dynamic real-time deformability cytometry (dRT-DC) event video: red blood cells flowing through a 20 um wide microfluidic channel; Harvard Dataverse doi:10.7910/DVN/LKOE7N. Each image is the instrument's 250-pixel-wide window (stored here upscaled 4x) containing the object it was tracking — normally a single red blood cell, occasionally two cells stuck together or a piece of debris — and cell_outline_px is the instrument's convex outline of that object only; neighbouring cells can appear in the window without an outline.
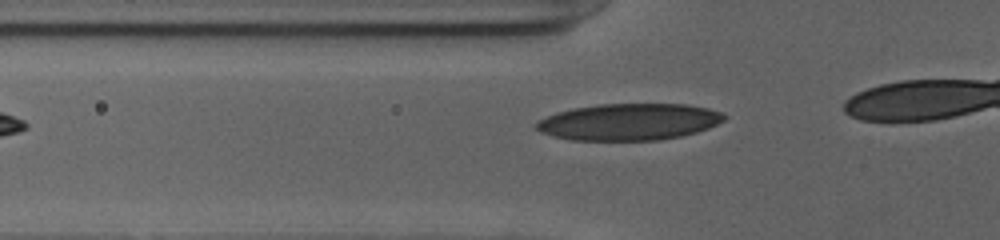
{"species": "human", "species_latin": "Homo sapiens", "temperature_condition": "cold", "stored_images_in_passage": 9, "camera_frame_rate_fps": 3000, "um_per_image_px": 0.085, "donor": {"sex": "female"}, "frame": {"image": 1, "passage_image": 3, "time_ms": 0.667, "image_size_px": [1000, 240], "cell_outline_px": [[728, 116], [724, 120], [708, 128], [696, 132], [680, 136], [660, 140], [568, 140], [552, 136], [540, 132], [536, 128], [536, 120], [556, 112], [572, 108], [600, 104], [688, 104], [708, 108], [720, 112]], "centroid_in_image_um": [53.43, 10.36], "position_along_channel_um": 72.4, "area_um2": 40.34}}
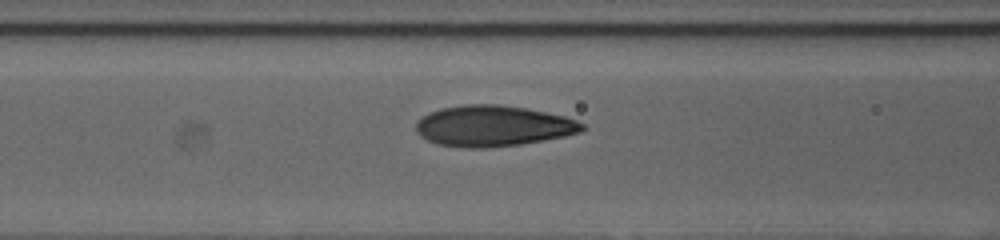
{"frame": {"image": 2, "passage_image": 7, "time_ms": 2.0, "image_size_px": [1000, 240], "cell_outline_px": [[584, 128], [580, 132], [564, 136], [544, 140], [520, 144], [484, 148], [460, 148], [436, 144], [420, 136], [416, 132], [416, 120], [428, 112], [444, 108], [464, 104], [496, 104], [524, 108], [564, 116], [576, 120], [584, 124]], "centroid_in_image_um": [41.86, 10.71], "position_along_channel_um": 124.7, "area_um2": 39.59}}